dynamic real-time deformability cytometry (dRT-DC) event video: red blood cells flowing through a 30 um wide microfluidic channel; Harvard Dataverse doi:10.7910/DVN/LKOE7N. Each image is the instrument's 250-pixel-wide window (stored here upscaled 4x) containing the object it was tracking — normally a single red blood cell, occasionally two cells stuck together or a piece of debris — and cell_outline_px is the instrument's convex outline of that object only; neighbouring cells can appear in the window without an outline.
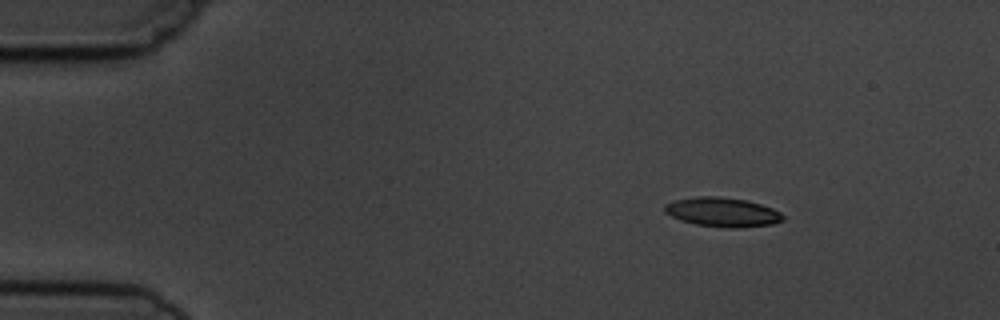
{"species": "common noctule bat (a hibernating species)", "species_latin": "Nyctalus noctula", "temperature_condition": "cold", "stored_images_in_passage": 7, "camera_frame_rate_fps": 3000, "um_per_image_px": 0.085, "animal": {"sex": "male", "body_mass_g": 19.5, "forearm_length_mm": 54.6}, "frame": {"image": 1, "passage_image": 1, "time_ms": 0.0, "image_size_px": [1000, 320], "cell_outline_px": [[784, 220], [772, 224], [736, 228], [728, 228], [696, 224], [680, 220], [664, 212], [664, 204], [676, 200], [696, 196], [720, 196], [748, 200], [772, 208], [780, 212], [784, 216]], "centroid_in_image_um": [61.41, 18.02], "position_along_channel_um": 23.6, "area_um2": 20.23}}
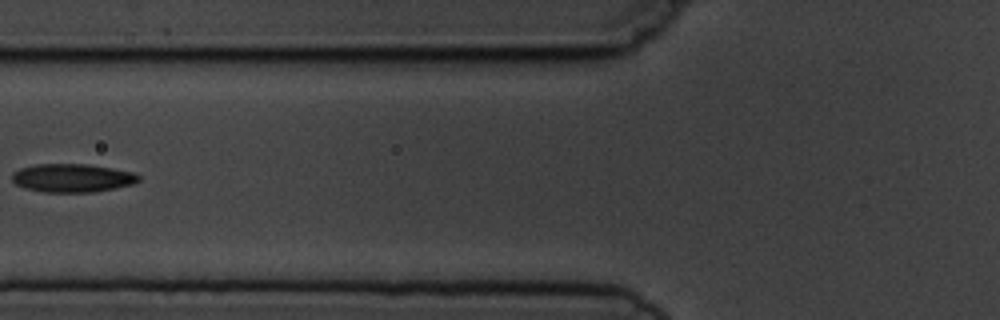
{"frame": {"image": 2, "passage_image": 5, "time_ms": 4.667, "image_size_px": [1000, 320], "cell_outline_px": [[140, 180], [132, 184], [92, 192], [44, 192], [24, 188], [16, 184], [12, 180], [12, 172], [20, 168], [36, 164], [88, 164], [112, 168], [132, 172], [140, 176]], "centroid_in_image_um": [6.11, 15.12], "position_along_channel_um": 119.7, "area_um2": 20.87}}
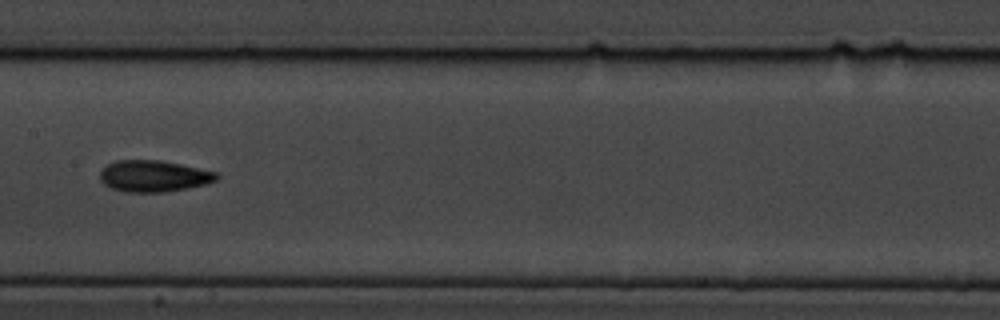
{"frame": {"image": 3, "passage_image": 7, "time_ms": 6.667, "image_size_px": [1000, 320], "cell_outline_px": [[220, 176], [216, 180], [204, 184], [188, 188], [164, 192], [124, 192], [108, 188], [100, 180], [100, 172], [108, 164], [116, 160], [160, 160], [180, 164], [216, 172]], "centroid_in_image_um": [13.03, 14.97], "position_along_channel_um": 194.4, "area_um2": 21.39}}